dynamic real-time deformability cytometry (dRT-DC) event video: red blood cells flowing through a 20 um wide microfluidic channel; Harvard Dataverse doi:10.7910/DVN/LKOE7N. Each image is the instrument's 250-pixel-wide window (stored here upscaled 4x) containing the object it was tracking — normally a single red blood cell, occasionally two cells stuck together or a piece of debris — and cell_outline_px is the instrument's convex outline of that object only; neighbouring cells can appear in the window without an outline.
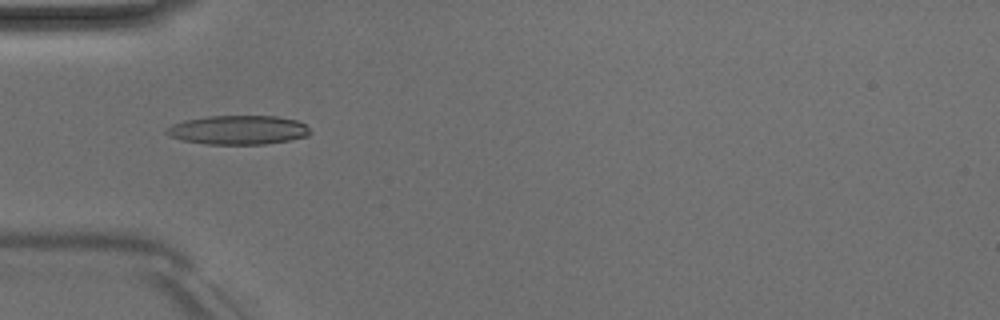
{"species": "Egyptian fruit bat (a non-hibernating species)", "species_latin": "Rousettus aegyptiacus", "temperature_condition": "room temperature", "stored_images_in_passage": 50, "camera_frame_rate_fps": 3000, "um_per_image_px": 0.085, "animal": {"sex": "male"}, "frame": {"image": 1, "passage_image": 16, "time_ms": 5.0, "image_size_px": [1000, 320], "cell_outline_px": [[312, 132], [308, 136], [288, 140], [264, 144], [208, 144], [180, 140], [168, 136], [164, 132], [164, 128], [172, 124], [184, 120], [208, 116], [276, 116], [296, 120], [304, 124]], "centroid_in_image_um": [20.19, 11.04], "position_along_channel_um": 64.8, "area_um2": 24.45}}
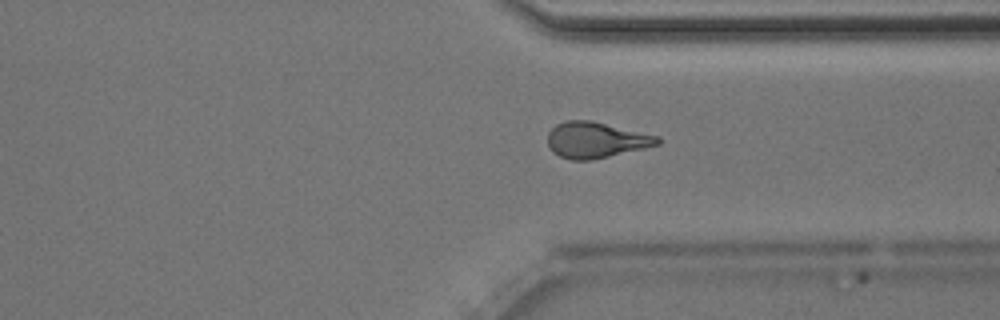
{"frame": {"image": 2, "passage_image": 38, "time_ms": 12.333, "image_size_px": [1000, 320], "cell_outline_px": [[660, 144], [644, 148], [592, 160], [572, 160], [560, 156], [552, 152], [548, 144], [548, 132], [556, 124], [564, 120], [592, 120], [660, 136]], "centroid_in_image_um": [50.65, 11.89], "position_along_channel_um": 360.8, "area_um2": 23.12}}
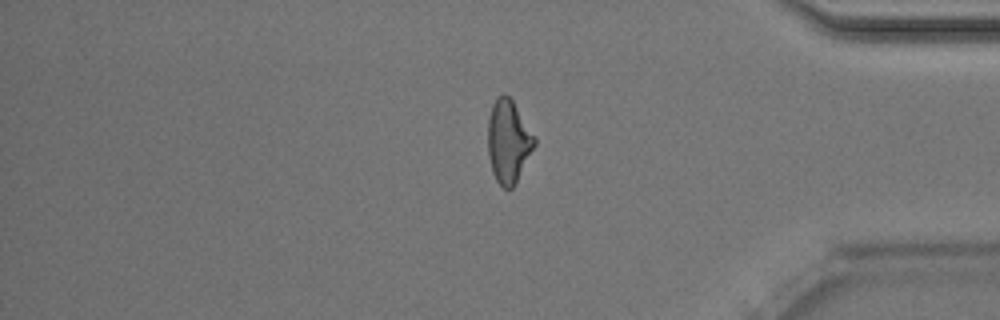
{"frame": {"image": 3, "passage_image": 42, "time_ms": 13.667, "image_size_px": [1000, 320], "cell_outline_px": [[536, 144], [516, 184], [512, 188], [504, 188], [496, 180], [492, 172], [488, 156], [488, 116], [492, 104], [496, 96], [504, 92], [512, 100], [536, 136]], "centroid_in_image_um": [43.21, 12.0], "position_along_channel_um": 392.0, "area_um2": 22.89}, "authors_computed_cell_mechanics": {"area_um2": 22.9755, "velocity_mm_per_s": 4.0498, "shape_relaxation_time_tau1_ms": 4.2995, "shape_relaxation_time_tau2_ms": 1.7373, "deformation_change_tau1": 0.1649, "deformation_change_tau2": 0.1072}}